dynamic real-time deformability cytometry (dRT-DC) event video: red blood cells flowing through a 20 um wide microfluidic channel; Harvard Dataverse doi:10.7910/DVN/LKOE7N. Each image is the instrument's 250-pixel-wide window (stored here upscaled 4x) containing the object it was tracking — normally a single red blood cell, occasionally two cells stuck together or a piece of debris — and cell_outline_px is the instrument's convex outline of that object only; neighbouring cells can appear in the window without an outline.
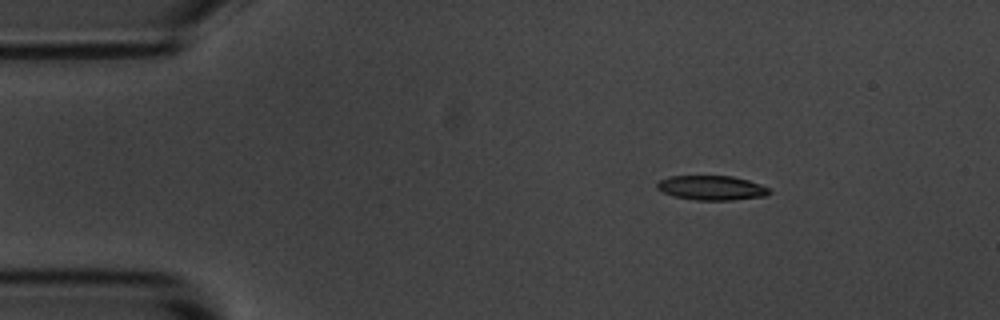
{"species": "common noctule bat (a hibernating species)", "species_latin": "Nyctalus noctula", "temperature_condition": "room temperature", "stored_images_in_passage": 5, "camera_frame_rate_fps": 3000, "um_per_image_px": 0.085, "animal": {"sex": "male", "body_mass_g": 20.1, "forearm_length_mm": 53.5}, "frame": {"image": 1, "passage_image": 3, "time_ms": 0.667, "image_size_px": [1000, 320], "cell_outline_px": [[772, 192], [768, 196], [732, 200], [696, 200], [676, 196], [664, 192], [656, 188], [656, 184], [660, 180], [668, 176], [732, 176], [748, 180], [760, 184], [768, 188]], "centroid_in_image_um": [60.52, 15.96], "position_along_channel_um": 24.5, "area_um2": 16.01}}